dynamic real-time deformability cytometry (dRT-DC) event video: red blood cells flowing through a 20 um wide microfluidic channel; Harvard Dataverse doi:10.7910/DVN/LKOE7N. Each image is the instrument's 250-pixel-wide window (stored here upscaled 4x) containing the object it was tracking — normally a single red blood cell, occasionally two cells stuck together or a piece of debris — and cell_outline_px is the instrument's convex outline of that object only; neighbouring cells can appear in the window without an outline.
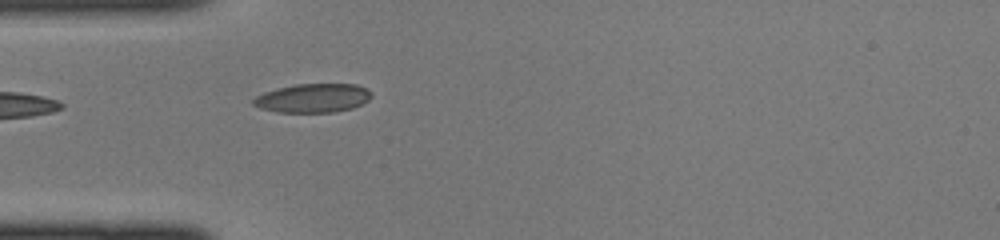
{"species": "common noctule bat (a hibernating species)", "species_latin": "Nyctalus noctula", "temperature_condition": "cold", "stored_images_in_passage": 20, "camera_frame_rate_fps": 3000, "um_per_image_px": 0.085, "animal": {"sex": "female", "body_mass_g": 22.0, "forearm_length_mm": 56.7}, "frame": {"image": 1, "passage_image": 1, "time_ms": 0.0, "image_size_px": [1000, 240], "cell_outline_px": [[372, 96], [368, 100], [352, 108], [332, 112], [276, 112], [260, 108], [252, 104], [252, 100], [256, 96], [264, 92], [276, 88], [296, 84], [356, 84], [372, 92]], "centroid_in_image_um": [26.57, 8.33], "position_along_channel_um": 58.4, "area_um2": 19.83}}
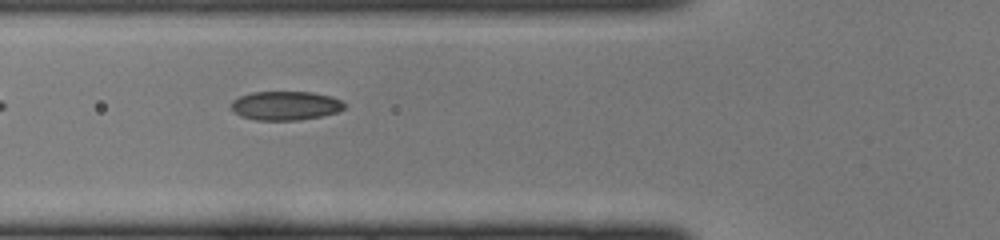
{"frame": {"image": 2, "passage_image": 4, "time_ms": 1.0, "image_size_px": [1000, 240], "cell_outline_px": [[344, 108], [336, 112], [320, 116], [300, 120], [256, 120], [240, 116], [228, 104], [232, 100], [240, 96], [252, 92], [312, 92], [332, 96], [340, 100], [344, 104]], "centroid_in_image_um": [24.23, 8.97], "position_along_channel_um": 101.6, "area_um2": 19.07}}